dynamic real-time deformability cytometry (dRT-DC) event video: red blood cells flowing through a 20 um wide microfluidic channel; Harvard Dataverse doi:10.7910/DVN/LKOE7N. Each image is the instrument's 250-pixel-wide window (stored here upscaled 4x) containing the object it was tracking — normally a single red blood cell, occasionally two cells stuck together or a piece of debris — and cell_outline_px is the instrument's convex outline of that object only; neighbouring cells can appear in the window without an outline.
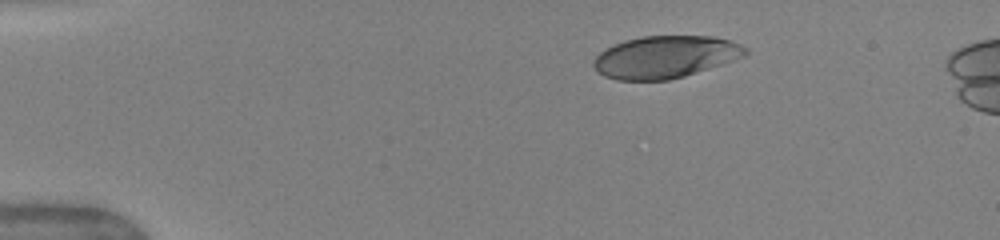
{"species": "human", "species_latin": "Homo sapiens", "temperature_condition": "warm", "stored_images_in_passage": 56, "camera_frame_rate_fps": 3000, "um_per_image_px": 0.085, "donor": {"sex": "female"}, "frame": {"image": 1, "passage_image": 1, "time_ms": 0.0, "image_size_px": [1000, 240], "cell_outline_px": [[748, 52], [744, 56], [684, 76], [668, 80], [616, 80], [604, 76], [592, 64], [592, 60], [600, 52], [624, 40], [640, 36], [712, 36], [728, 40], [740, 44], [748, 48]], "centroid_in_image_um": [56.53, 4.83], "position_along_channel_um": 28.5, "area_um2": 37.05}}
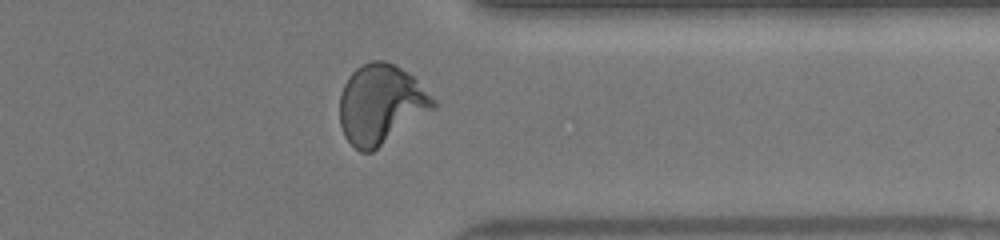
{"frame": {"image": 2, "passage_image": 43, "time_ms": 10.667, "image_size_px": [1000, 240], "cell_outline_px": [[436, 108], [372, 152], [360, 152], [344, 136], [340, 124], [340, 96], [344, 84], [348, 76], [356, 68], [372, 60], [384, 60], [396, 64], [412, 76], [436, 100]], "centroid_in_image_um": [32.37, 8.86], "position_along_channel_um": 379.0, "area_um2": 43.29}}
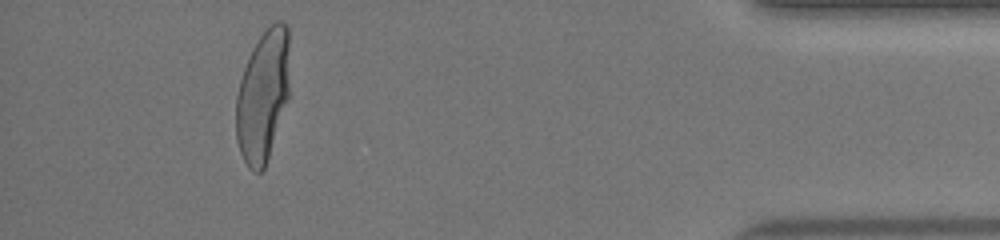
{"frame": {"image": 3, "passage_image": 51, "time_ms": 12.667, "image_size_px": [1000, 240], "cell_outline_px": [[288, 100], [264, 168], [260, 172], [252, 172], [248, 168], [240, 152], [236, 140], [236, 96], [240, 80], [244, 68], [252, 48], [268, 24], [276, 20], [280, 20], [288, 24]], "centroid_in_image_um": [22.33, 8.11], "position_along_channel_um": 412.9, "area_um2": 41.15}, "authors_computed_cell_mechanics": {"area_um2": 41.038, "velocity_mm_per_s": 4.0163, "shape_relaxation_time_tau1_ms": 4.0822, "shape_relaxation_time_tau2_ms": null, "deformation_change_tau1": 0.2164, "deformation_change_tau2": null}}